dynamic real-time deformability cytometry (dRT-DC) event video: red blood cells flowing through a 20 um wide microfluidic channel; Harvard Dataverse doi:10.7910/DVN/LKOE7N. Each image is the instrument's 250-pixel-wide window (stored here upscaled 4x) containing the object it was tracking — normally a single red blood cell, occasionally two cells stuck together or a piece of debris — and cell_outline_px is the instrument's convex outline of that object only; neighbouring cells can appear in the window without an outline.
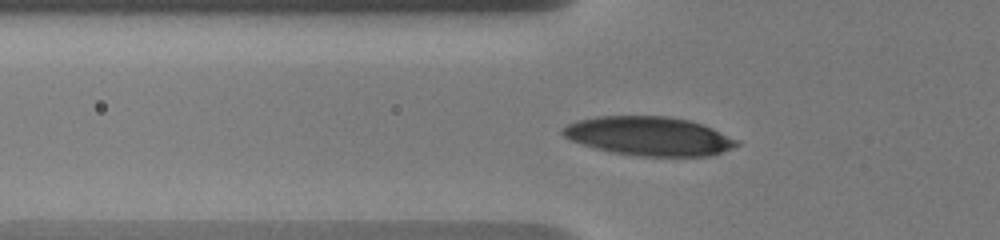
{"species": "human", "species_latin": "Homo sapiens", "temperature_condition": "warm", "stored_images_in_passage": 21, "camera_frame_rate_fps": 3000, "um_per_image_px": 0.085, "donor": {"sex": "male"}, "frame": {"image": 1, "passage_image": 4, "time_ms": 0.667, "image_size_px": [1000, 240], "cell_outline_px": [[740, 144], [732, 148], [712, 156], [640, 156], [612, 152], [596, 148], [572, 140], [564, 136], [560, 132], [568, 124], [580, 120], [600, 116], [668, 116], [688, 120], [712, 128], [740, 140]], "centroid_in_image_um": [55.22, 11.57], "position_along_channel_um": 70.6, "area_um2": 39.19}}
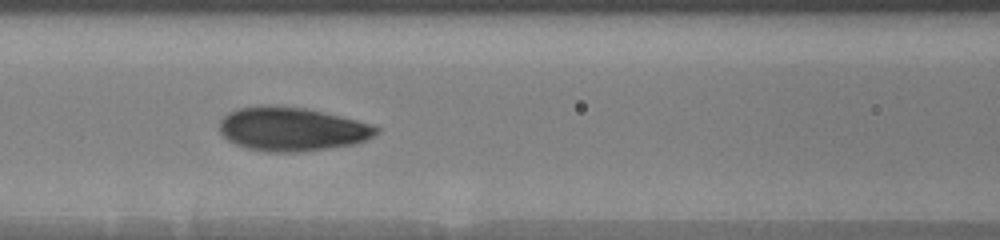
{"frame": {"image": 2, "passage_image": 12, "time_ms": 2.667, "image_size_px": [1000, 240], "cell_outline_px": [[380, 132], [364, 140], [352, 144], [328, 148], [300, 152], [264, 152], [248, 148], [236, 144], [228, 140], [220, 132], [220, 120], [228, 112], [240, 108], [260, 104], [268, 104], [304, 108], [340, 116], [372, 124], [380, 128]], "centroid_in_image_um": [24.78, 10.96], "position_along_channel_um": 141.8, "area_um2": 40.0}}
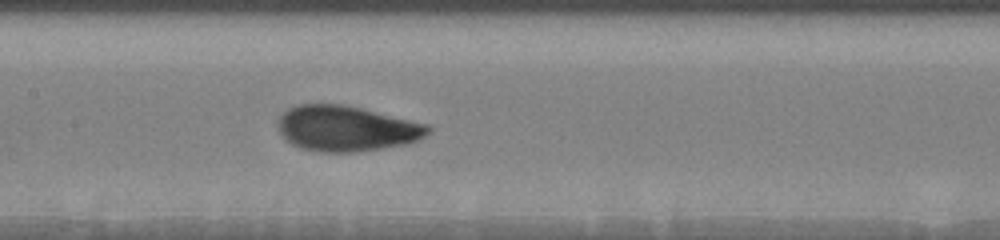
{"frame": {"image": 3, "passage_image": 17, "time_ms": 3.667, "image_size_px": [1000, 240], "cell_outline_px": [[432, 128], [424, 136], [408, 144], [356, 152], [320, 152], [300, 148], [292, 144], [280, 132], [280, 116], [288, 108], [296, 104], [344, 104], [428, 124]], "centroid_in_image_um": [29.46, 10.92], "position_along_channel_um": 177.9, "area_um2": 39.54}}